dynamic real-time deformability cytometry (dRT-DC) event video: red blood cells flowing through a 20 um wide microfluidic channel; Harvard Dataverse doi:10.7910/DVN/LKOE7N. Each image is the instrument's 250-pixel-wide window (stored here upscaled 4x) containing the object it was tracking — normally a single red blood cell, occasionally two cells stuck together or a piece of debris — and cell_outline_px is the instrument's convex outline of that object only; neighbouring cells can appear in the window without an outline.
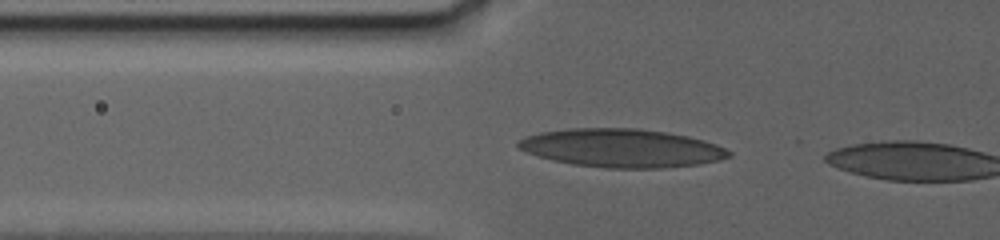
{"species": "human", "species_latin": "Homo sapiens", "temperature_condition": "warm", "stored_images_in_passage": 5, "camera_frame_rate_fps": 3000, "um_per_image_px": 0.085, "donor": {"sex": "female"}, "frame": {"image": 1, "passage_image": 2, "time_ms": 0.667, "image_size_px": [1000, 240], "cell_outline_px": [[732, 156], [720, 160], [700, 164], [664, 168], [608, 168], [572, 164], [552, 160], [528, 152], [520, 148], [516, 144], [516, 140], [524, 136], [540, 132], [568, 128], [636, 128], [664, 132], [688, 136], [704, 140], [716, 144], [732, 152]], "centroid_in_image_um": [52.85, 12.58], "position_along_channel_um": 73.0, "area_um2": 47.22}}